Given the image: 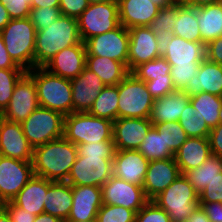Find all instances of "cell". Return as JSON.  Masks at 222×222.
Here are the masks:
<instances>
[{
	"instance_id": "1",
	"label": "cell",
	"mask_w": 222,
	"mask_h": 222,
	"mask_svg": "<svg viewBox=\"0 0 222 222\" xmlns=\"http://www.w3.org/2000/svg\"><path fill=\"white\" fill-rule=\"evenodd\" d=\"M77 147L64 136L34 148L33 173L50 181H67Z\"/></svg>"
},
{
	"instance_id": "2",
	"label": "cell",
	"mask_w": 222,
	"mask_h": 222,
	"mask_svg": "<svg viewBox=\"0 0 222 222\" xmlns=\"http://www.w3.org/2000/svg\"><path fill=\"white\" fill-rule=\"evenodd\" d=\"M81 41L77 19L61 15L46 29L36 33L35 68L44 67L58 52Z\"/></svg>"
},
{
	"instance_id": "3",
	"label": "cell",
	"mask_w": 222,
	"mask_h": 222,
	"mask_svg": "<svg viewBox=\"0 0 222 222\" xmlns=\"http://www.w3.org/2000/svg\"><path fill=\"white\" fill-rule=\"evenodd\" d=\"M27 73L34 79L41 107L58 111L64 116L73 113L71 80L50 73L44 67Z\"/></svg>"
},
{
	"instance_id": "4",
	"label": "cell",
	"mask_w": 222,
	"mask_h": 222,
	"mask_svg": "<svg viewBox=\"0 0 222 222\" xmlns=\"http://www.w3.org/2000/svg\"><path fill=\"white\" fill-rule=\"evenodd\" d=\"M36 33L29 18L11 19L0 31L9 56L26 72L35 68Z\"/></svg>"
},
{
	"instance_id": "5",
	"label": "cell",
	"mask_w": 222,
	"mask_h": 222,
	"mask_svg": "<svg viewBox=\"0 0 222 222\" xmlns=\"http://www.w3.org/2000/svg\"><path fill=\"white\" fill-rule=\"evenodd\" d=\"M152 201L167 212L171 222H184L199 206V194L181 174Z\"/></svg>"
},
{
	"instance_id": "6",
	"label": "cell",
	"mask_w": 222,
	"mask_h": 222,
	"mask_svg": "<svg viewBox=\"0 0 222 222\" xmlns=\"http://www.w3.org/2000/svg\"><path fill=\"white\" fill-rule=\"evenodd\" d=\"M64 137L76 146L113 140V122L88 112H73L64 118Z\"/></svg>"
},
{
	"instance_id": "7",
	"label": "cell",
	"mask_w": 222,
	"mask_h": 222,
	"mask_svg": "<svg viewBox=\"0 0 222 222\" xmlns=\"http://www.w3.org/2000/svg\"><path fill=\"white\" fill-rule=\"evenodd\" d=\"M118 118H149L154 98L144 81L129 73L118 84Z\"/></svg>"
},
{
	"instance_id": "8",
	"label": "cell",
	"mask_w": 222,
	"mask_h": 222,
	"mask_svg": "<svg viewBox=\"0 0 222 222\" xmlns=\"http://www.w3.org/2000/svg\"><path fill=\"white\" fill-rule=\"evenodd\" d=\"M65 116L54 110L39 106L21 123L23 134L35 148L64 136Z\"/></svg>"
},
{
	"instance_id": "9",
	"label": "cell",
	"mask_w": 222,
	"mask_h": 222,
	"mask_svg": "<svg viewBox=\"0 0 222 222\" xmlns=\"http://www.w3.org/2000/svg\"><path fill=\"white\" fill-rule=\"evenodd\" d=\"M77 21L83 43L93 36L112 31L120 25L118 1L89 4Z\"/></svg>"
},
{
	"instance_id": "10",
	"label": "cell",
	"mask_w": 222,
	"mask_h": 222,
	"mask_svg": "<svg viewBox=\"0 0 222 222\" xmlns=\"http://www.w3.org/2000/svg\"><path fill=\"white\" fill-rule=\"evenodd\" d=\"M113 176V159L102 156L77 155L67 181L71 185L102 187Z\"/></svg>"
},
{
	"instance_id": "11",
	"label": "cell",
	"mask_w": 222,
	"mask_h": 222,
	"mask_svg": "<svg viewBox=\"0 0 222 222\" xmlns=\"http://www.w3.org/2000/svg\"><path fill=\"white\" fill-rule=\"evenodd\" d=\"M86 56L111 58L124 63L128 68L129 32L123 25L112 31L99 34L85 42Z\"/></svg>"
},
{
	"instance_id": "12",
	"label": "cell",
	"mask_w": 222,
	"mask_h": 222,
	"mask_svg": "<svg viewBox=\"0 0 222 222\" xmlns=\"http://www.w3.org/2000/svg\"><path fill=\"white\" fill-rule=\"evenodd\" d=\"M33 175L32 161L0 155V202L12 201Z\"/></svg>"
},
{
	"instance_id": "13",
	"label": "cell",
	"mask_w": 222,
	"mask_h": 222,
	"mask_svg": "<svg viewBox=\"0 0 222 222\" xmlns=\"http://www.w3.org/2000/svg\"><path fill=\"white\" fill-rule=\"evenodd\" d=\"M39 106L35 81L26 72L16 83L9 105L0 116L11 122L22 123Z\"/></svg>"
},
{
	"instance_id": "14",
	"label": "cell",
	"mask_w": 222,
	"mask_h": 222,
	"mask_svg": "<svg viewBox=\"0 0 222 222\" xmlns=\"http://www.w3.org/2000/svg\"><path fill=\"white\" fill-rule=\"evenodd\" d=\"M129 32L128 70L162 56V42L148 27H132Z\"/></svg>"
},
{
	"instance_id": "15",
	"label": "cell",
	"mask_w": 222,
	"mask_h": 222,
	"mask_svg": "<svg viewBox=\"0 0 222 222\" xmlns=\"http://www.w3.org/2000/svg\"><path fill=\"white\" fill-rule=\"evenodd\" d=\"M106 205L123 206L137 213L148 201L142 186L112 176L101 187Z\"/></svg>"
},
{
	"instance_id": "16",
	"label": "cell",
	"mask_w": 222,
	"mask_h": 222,
	"mask_svg": "<svg viewBox=\"0 0 222 222\" xmlns=\"http://www.w3.org/2000/svg\"><path fill=\"white\" fill-rule=\"evenodd\" d=\"M34 148L23 134L21 123L0 116V155L23 161H33Z\"/></svg>"
},
{
	"instance_id": "17",
	"label": "cell",
	"mask_w": 222,
	"mask_h": 222,
	"mask_svg": "<svg viewBox=\"0 0 222 222\" xmlns=\"http://www.w3.org/2000/svg\"><path fill=\"white\" fill-rule=\"evenodd\" d=\"M162 56L170 66L200 65L206 58L205 45L171 35L162 42Z\"/></svg>"
},
{
	"instance_id": "18",
	"label": "cell",
	"mask_w": 222,
	"mask_h": 222,
	"mask_svg": "<svg viewBox=\"0 0 222 222\" xmlns=\"http://www.w3.org/2000/svg\"><path fill=\"white\" fill-rule=\"evenodd\" d=\"M102 205L101 187L72 185V208L65 222L94 220Z\"/></svg>"
},
{
	"instance_id": "19",
	"label": "cell",
	"mask_w": 222,
	"mask_h": 222,
	"mask_svg": "<svg viewBox=\"0 0 222 222\" xmlns=\"http://www.w3.org/2000/svg\"><path fill=\"white\" fill-rule=\"evenodd\" d=\"M152 126L149 118H118L113 122L115 150H137Z\"/></svg>"
},
{
	"instance_id": "20",
	"label": "cell",
	"mask_w": 222,
	"mask_h": 222,
	"mask_svg": "<svg viewBox=\"0 0 222 222\" xmlns=\"http://www.w3.org/2000/svg\"><path fill=\"white\" fill-rule=\"evenodd\" d=\"M179 175L181 171L174 157L149 161L143 182L146 197L152 200L171 185Z\"/></svg>"
},
{
	"instance_id": "21",
	"label": "cell",
	"mask_w": 222,
	"mask_h": 222,
	"mask_svg": "<svg viewBox=\"0 0 222 222\" xmlns=\"http://www.w3.org/2000/svg\"><path fill=\"white\" fill-rule=\"evenodd\" d=\"M149 161L138 150H116L113 176L143 187Z\"/></svg>"
},
{
	"instance_id": "22",
	"label": "cell",
	"mask_w": 222,
	"mask_h": 222,
	"mask_svg": "<svg viewBox=\"0 0 222 222\" xmlns=\"http://www.w3.org/2000/svg\"><path fill=\"white\" fill-rule=\"evenodd\" d=\"M85 67L86 47L82 41L64 48L44 66L50 73L70 80L76 78Z\"/></svg>"
},
{
	"instance_id": "23",
	"label": "cell",
	"mask_w": 222,
	"mask_h": 222,
	"mask_svg": "<svg viewBox=\"0 0 222 222\" xmlns=\"http://www.w3.org/2000/svg\"><path fill=\"white\" fill-rule=\"evenodd\" d=\"M73 112H88L101 90L105 87L101 79L86 67L71 79Z\"/></svg>"
},
{
	"instance_id": "24",
	"label": "cell",
	"mask_w": 222,
	"mask_h": 222,
	"mask_svg": "<svg viewBox=\"0 0 222 222\" xmlns=\"http://www.w3.org/2000/svg\"><path fill=\"white\" fill-rule=\"evenodd\" d=\"M189 97L206 92L222 97V65L206 58L200 63L197 73L182 90Z\"/></svg>"
},
{
	"instance_id": "25",
	"label": "cell",
	"mask_w": 222,
	"mask_h": 222,
	"mask_svg": "<svg viewBox=\"0 0 222 222\" xmlns=\"http://www.w3.org/2000/svg\"><path fill=\"white\" fill-rule=\"evenodd\" d=\"M119 22L125 28L149 26L160 10L151 0H117Z\"/></svg>"
},
{
	"instance_id": "26",
	"label": "cell",
	"mask_w": 222,
	"mask_h": 222,
	"mask_svg": "<svg viewBox=\"0 0 222 222\" xmlns=\"http://www.w3.org/2000/svg\"><path fill=\"white\" fill-rule=\"evenodd\" d=\"M210 155L212 154L208 137H188L175 153L174 158L181 174H184L201 166Z\"/></svg>"
},
{
	"instance_id": "27",
	"label": "cell",
	"mask_w": 222,
	"mask_h": 222,
	"mask_svg": "<svg viewBox=\"0 0 222 222\" xmlns=\"http://www.w3.org/2000/svg\"><path fill=\"white\" fill-rule=\"evenodd\" d=\"M49 187L50 180L33 175L12 202L37 216L44 213V200Z\"/></svg>"
},
{
	"instance_id": "28",
	"label": "cell",
	"mask_w": 222,
	"mask_h": 222,
	"mask_svg": "<svg viewBox=\"0 0 222 222\" xmlns=\"http://www.w3.org/2000/svg\"><path fill=\"white\" fill-rule=\"evenodd\" d=\"M190 97L184 91H174L162 98L154 99L149 120L154 123L178 121Z\"/></svg>"
},
{
	"instance_id": "29",
	"label": "cell",
	"mask_w": 222,
	"mask_h": 222,
	"mask_svg": "<svg viewBox=\"0 0 222 222\" xmlns=\"http://www.w3.org/2000/svg\"><path fill=\"white\" fill-rule=\"evenodd\" d=\"M72 208V185L66 181H50L44 200V213L65 222Z\"/></svg>"
},
{
	"instance_id": "30",
	"label": "cell",
	"mask_w": 222,
	"mask_h": 222,
	"mask_svg": "<svg viewBox=\"0 0 222 222\" xmlns=\"http://www.w3.org/2000/svg\"><path fill=\"white\" fill-rule=\"evenodd\" d=\"M86 68L94 72L105 86L119 84L130 73L124 63L100 56H86Z\"/></svg>"
},
{
	"instance_id": "31",
	"label": "cell",
	"mask_w": 222,
	"mask_h": 222,
	"mask_svg": "<svg viewBox=\"0 0 222 222\" xmlns=\"http://www.w3.org/2000/svg\"><path fill=\"white\" fill-rule=\"evenodd\" d=\"M196 11L201 43L207 45L209 42L222 36V1L197 7Z\"/></svg>"
},
{
	"instance_id": "32",
	"label": "cell",
	"mask_w": 222,
	"mask_h": 222,
	"mask_svg": "<svg viewBox=\"0 0 222 222\" xmlns=\"http://www.w3.org/2000/svg\"><path fill=\"white\" fill-rule=\"evenodd\" d=\"M220 173H222V158L210 155L201 166L186 171L184 175L195 191L200 194Z\"/></svg>"
},
{
	"instance_id": "33",
	"label": "cell",
	"mask_w": 222,
	"mask_h": 222,
	"mask_svg": "<svg viewBox=\"0 0 222 222\" xmlns=\"http://www.w3.org/2000/svg\"><path fill=\"white\" fill-rule=\"evenodd\" d=\"M173 35L184 40L201 43V34L195 7L182 5L177 13V22L174 25Z\"/></svg>"
},
{
	"instance_id": "34",
	"label": "cell",
	"mask_w": 222,
	"mask_h": 222,
	"mask_svg": "<svg viewBox=\"0 0 222 222\" xmlns=\"http://www.w3.org/2000/svg\"><path fill=\"white\" fill-rule=\"evenodd\" d=\"M118 96V84L115 86H105L95 99L88 113L114 122L118 119Z\"/></svg>"
},
{
	"instance_id": "35",
	"label": "cell",
	"mask_w": 222,
	"mask_h": 222,
	"mask_svg": "<svg viewBox=\"0 0 222 222\" xmlns=\"http://www.w3.org/2000/svg\"><path fill=\"white\" fill-rule=\"evenodd\" d=\"M192 106L204 118L210 129L219 124V110L222 104V97L206 92H201L190 97Z\"/></svg>"
},
{
	"instance_id": "36",
	"label": "cell",
	"mask_w": 222,
	"mask_h": 222,
	"mask_svg": "<svg viewBox=\"0 0 222 222\" xmlns=\"http://www.w3.org/2000/svg\"><path fill=\"white\" fill-rule=\"evenodd\" d=\"M148 161L173 158L174 153L165 145L162 132L152 126L137 149Z\"/></svg>"
},
{
	"instance_id": "37",
	"label": "cell",
	"mask_w": 222,
	"mask_h": 222,
	"mask_svg": "<svg viewBox=\"0 0 222 222\" xmlns=\"http://www.w3.org/2000/svg\"><path fill=\"white\" fill-rule=\"evenodd\" d=\"M181 4H172L166 8L159 10L158 15L153 22L148 26L161 41L167 40L174 30V25L177 22V13Z\"/></svg>"
},
{
	"instance_id": "38",
	"label": "cell",
	"mask_w": 222,
	"mask_h": 222,
	"mask_svg": "<svg viewBox=\"0 0 222 222\" xmlns=\"http://www.w3.org/2000/svg\"><path fill=\"white\" fill-rule=\"evenodd\" d=\"M188 137L207 138L211 129L206 124L204 118L198 113L191 102L185 106L178 120Z\"/></svg>"
},
{
	"instance_id": "39",
	"label": "cell",
	"mask_w": 222,
	"mask_h": 222,
	"mask_svg": "<svg viewBox=\"0 0 222 222\" xmlns=\"http://www.w3.org/2000/svg\"><path fill=\"white\" fill-rule=\"evenodd\" d=\"M171 66L163 56L137 66L131 73L142 81L156 80L157 78H171Z\"/></svg>"
},
{
	"instance_id": "40",
	"label": "cell",
	"mask_w": 222,
	"mask_h": 222,
	"mask_svg": "<svg viewBox=\"0 0 222 222\" xmlns=\"http://www.w3.org/2000/svg\"><path fill=\"white\" fill-rule=\"evenodd\" d=\"M25 73L24 69H0V115L8 107L13 89Z\"/></svg>"
},
{
	"instance_id": "41",
	"label": "cell",
	"mask_w": 222,
	"mask_h": 222,
	"mask_svg": "<svg viewBox=\"0 0 222 222\" xmlns=\"http://www.w3.org/2000/svg\"><path fill=\"white\" fill-rule=\"evenodd\" d=\"M153 126H155L158 131L162 132L165 145H168L169 149L174 154L188 138L185 130L178 121L154 123Z\"/></svg>"
},
{
	"instance_id": "42",
	"label": "cell",
	"mask_w": 222,
	"mask_h": 222,
	"mask_svg": "<svg viewBox=\"0 0 222 222\" xmlns=\"http://www.w3.org/2000/svg\"><path fill=\"white\" fill-rule=\"evenodd\" d=\"M136 213L123 206L103 204L97 214L98 222H135Z\"/></svg>"
},
{
	"instance_id": "43",
	"label": "cell",
	"mask_w": 222,
	"mask_h": 222,
	"mask_svg": "<svg viewBox=\"0 0 222 222\" xmlns=\"http://www.w3.org/2000/svg\"><path fill=\"white\" fill-rule=\"evenodd\" d=\"M61 15L60 8L56 7L31 8L28 18L37 31H43L46 26L51 25Z\"/></svg>"
},
{
	"instance_id": "44",
	"label": "cell",
	"mask_w": 222,
	"mask_h": 222,
	"mask_svg": "<svg viewBox=\"0 0 222 222\" xmlns=\"http://www.w3.org/2000/svg\"><path fill=\"white\" fill-rule=\"evenodd\" d=\"M77 155L85 157V155L102 156L104 159H113L115 154V146L113 140L100 141L97 143H84L77 145Z\"/></svg>"
},
{
	"instance_id": "45",
	"label": "cell",
	"mask_w": 222,
	"mask_h": 222,
	"mask_svg": "<svg viewBox=\"0 0 222 222\" xmlns=\"http://www.w3.org/2000/svg\"><path fill=\"white\" fill-rule=\"evenodd\" d=\"M135 222H171L164 209L149 200L135 215Z\"/></svg>"
},
{
	"instance_id": "46",
	"label": "cell",
	"mask_w": 222,
	"mask_h": 222,
	"mask_svg": "<svg viewBox=\"0 0 222 222\" xmlns=\"http://www.w3.org/2000/svg\"><path fill=\"white\" fill-rule=\"evenodd\" d=\"M199 65H178L171 66V78L175 90L182 91L190 79L197 73Z\"/></svg>"
},
{
	"instance_id": "47",
	"label": "cell",
	"mask_w": 222,
	"mask_h": 222,
	"mask_svg": "<svg viewBox=\"0 0 222 222\" xmlns=\"http://www.w3.org/2000/svg\"><path fill=\"white\" fill-rule=\"evenodd\" d=\"M5 6L11 19H24L29 17L31 0H0Z\"/></svg>"
},
{
	"instance_id": "48",
	"label": "cell",
	"mask_w": 222,
	"mask_h": 222,
	"mask_svg": "<svg viewBox=\"0 0 222 222\" xmlns=\"http://www.w3.org/2000/svg\"><path fill=\"white\" fill-rule=\"evenodd\" d=\"M145 84L154 99L162 98L176 91L172 78H157L156 80L145 81Z\"/></svg>"
},
{
	"instance_id": "49",
	"label": "cell",
	"mask_w": 222,
	"mask_h": 222,
	"mask_svg": "<svg viewBox=\"0 0 222 222\" xmlns=\"http://www.w3.org/2000/svg\"><path fill=\"white\" fill-rule=\"evenodd\" d=\"M199 202L222 203V173L214 178L199 194Z\"/></svg>"
},
{
	"instance_id": "50",
	"label": "cell",
	"mask_w": 222,
	"mask_h": 222,
	"mask_svg": "<svg viewBox=\"0 0 222 222\" xmlns=\"http://www.w3.org/2000/svg\"><path fill=\"white\" fill-rule=\"evenodd\" d=\"M88 5V0H60L59 8L63 16L78 19Z\"/></svg>"
},
{
	"instance_id": "51",
	"label": "cell",
	"mask_w": 222,
	"mask_h": 222,
	"mask_svg": "<svg viewBox=\"0 0 222 222\" xmlns=\"http://www.w3.org/2000/svg\"><path fill=\"white\" fill-rule=\"evenodd\" d=\"M2 207L8 212L12 222H34L36 215L23 210L12 201L2 204Z\"/></svg>"
},
{
	"instance_id": "52",
	"label": "cell",
	"mask_w": 222,
	"mask_h": 222,
	"mask_svg": "<svg viewBox=\"0 0 222 222\" xmlns=\"http://www.w3.org/2000/svg\"><path fill=\"white\" fill-rule=\"evenodd\" d=\"M206 59L222 65V36L205 45Z\"/></svg>"
},
{
	"instance_id": "53",
	"label": "cell",
	"mask_w": 222,
	"mask_h": 222,
	"mask_svg": "<svg viewBox=\"0 0 222 222\" xmlns=\"http://www.w3.org/2000/svg\"><path fill=\"white\" fill-rule=\"evenodd\" d=\"M211 154L222 158V124L212 128L209 136Z\"/></svg>"
},
{
	"instance_id": "54",
	"label": "cell",
	"mask_w": 222,
	"mask_h": 222,
	"mask_svg": "<svg viewBox=\"0 0 222 222\" xmlns=\"http://www.w3.org/2000/svg\"><path fill=\"white\" fill-rule=\"evenodd\" d=\"M205 210L210 222H222V203L220 202H199Z\"/></svg>"
},
{
	"instance_id": "55",
	"label": "cell",
	"mask_w": 222,
	"mask_h": 222,
	"mask_svg": "<svg viewBox=\"0 0 222 222\" xmlns=\"http://www.w3.org/2000/svg\"><path fill=\"white\" fill-rule=\"evenodd\" d=\"M0 69H22L9 56L0 34Z\"/></svg>"
},
{
	"instance_id": "56",
	"label": "cell",
	"mask_w": 222,
	"mask_h": 222,
	"mask_svg": "<svg viewBox=\"0 0 222 222\" xmlns=\"http://www.w3.org/2000/svg\"><path fill=\"white\" fill-rule=\"evenodd\" d=\"M184 222H210L205 210L202 206H198L197 209L190 215L188 221Z\"/></svg>"
},
{
	"instance_id": "57",
	"label": "cell",
	"mask_w": 222,
	"mask_h": 222,
	"mask_svg": "<svg viewBox=\"0 0 222 222\" xmlns=\"http://www.w3.org/2000/svg\"><path fill=\"white\" fill-rule=\"evenodd\" d=\"M60 0H31V8L56 7L59 8Z\"/></svg>"
},
{
	"instance_id": "58",
	"label": "cell",
	"mask_w": 222,
	"mask_h": 222,
	"mask_svg": "<svg viewBox=\"0 0 222 222\" xmlns=\"http://www.w3.org/2000/svg\"><path fill=\"white\" fill-rule=\"evenodd\" d=\"M11 20L9 13L5 6L0 2V31L9 23Z\"/></svg>"
},
{
	"instance_id": "59",
	"label": "cell",
	"mask_w": 222,
	"mask_h": 222,
	"mask_svg": "<svg viewBox=\"0 0 222 222\" xmlns=\"http://www.w3.org/2000/svg\"><path fill=\"white\" fill-rule=\"evenodd\" d=\"M34 222H63V221L55 216H52L51 214L41 213L36 216Z\"/></svg>"
},
{
	"instance_id": "60",
	"label": "cell",
	"mask_w": 222,
	"mask_h": 222,
	"mask_svg": "<svg viewBox=\"0 0 222 222\" xmlns=\"http://www.w3.org/2000/svg\"><path fill=\"white\" fill-rule=\"evenodd\" d=\"M222 0H192V7H202L205 5L215 4L221 2Z\"/></svg>"
},
{
	"instance_id": "61",
	"label": "cell",
	"mask_w": 222,
	"mask_h": 222,
	"mask_svg": "<svg viewBox=\"0 0 222 222\" xmlns=\"http://www.w3.org/2000/svg\"><path fill=\"white\" fill-rule=\"evenodd\" d=\"M160 9L166 8L173 4V0H151Z\"/></svg>"
},
{
	"instance_id": "62",
	"label": "cell",
	"mask_w": 222,
	"mask_h": 222,
	"mask_svg": "<svg viewBox=\"0 0 222 222\" xmlns=\"http://www.w3.org/2000/svg\"><path fill=\"white\" fill-rule=\"evenodd\" d=\"M0 222H12L10 215L3 207L0 208Z\"/></svg>"
},
{
	"instance_id": "63",
	"label": "cell",
	"mask_w": 222,
	"mask_h": 222,
	"mask_svg": "<svg viewBox=\"0 0 222 222\" xmlns=\"http://www.w3.org/2000/svg\"><path fill=\"white\" fill-rule=\"evenodd\" d=\"M173 3L192 6V0H173Z\"/></svg>"
},
{
	"instance_id": "64",
	"label": "cell",
	"mask_w": 222,
	"mask_h": 222,
	"mask_svg": "<svg viewBox=\"0 0 222 222\" xmlns=\"http://www.w3.org/2000/svg\"><path fill=\"white\" fill-rule=\"evenodd\" d=\"M117 0H88L89 4H97V3H104V2H111Z\"/></svg>"
},
{
	"instance_id": "65",
	"label": "cell",
	"mask_w": 222,
	"mask_h": 222,
	"mask_svg": "<svg viewBox=\"0 0 222 222\" xmlns=\"http://www.w3.org/2000/svg\"><path fill=\"white\" fill-rule=\"evenodd\" d=\"M219 123L222 124V104H221V107H220V110H219Z\"/></svg>"
},
{
	"instance_id": "66",
	"label": "cell",
	"mask_w": 222,
	"mask_h": 222,
	"mask_svg": "<svg viewBox=\"0 0 222 222\" xmlns=\"http://www.w3.org/2000/svg\"><path fill=\"white\" fill-rule=\"evenodd\" d=\"M82 222H98L97 219L94 220H88V221H82Z\"/></svg>"
}]
</instances>
